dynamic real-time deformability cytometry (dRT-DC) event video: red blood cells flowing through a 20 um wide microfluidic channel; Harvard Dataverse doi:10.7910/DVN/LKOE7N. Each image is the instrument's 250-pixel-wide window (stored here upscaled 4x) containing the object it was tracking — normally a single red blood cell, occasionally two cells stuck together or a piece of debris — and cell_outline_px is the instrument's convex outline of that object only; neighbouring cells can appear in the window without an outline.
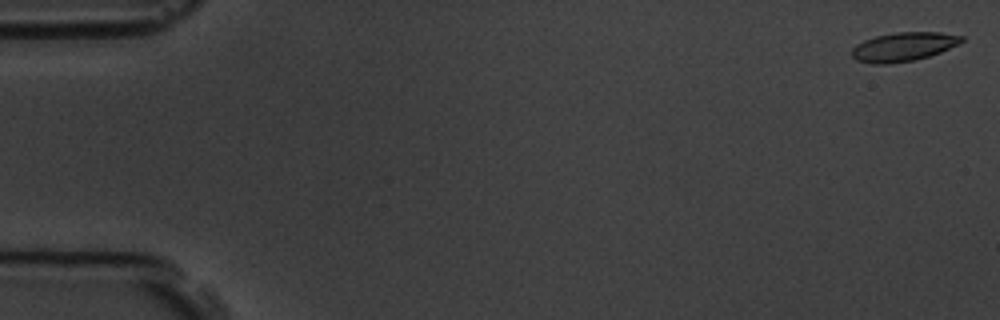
{"species": "common noctule bat (a hibernating species)", "species_latin": "Nyctalus noctula", "temperature_condition": "room temperature", "stored_images_in_passage": 6, "camera_frame_rate_fps": 3000, "um_per_image_px": 0.085, "animal": {"sex": "male", "body_mass_g": 19.5, "forearm_length_mm": 54.6}, "frame": {"image": 1, "passage_image": 1, "time_ms": 0.0, "image_size_px": [1000, 320], "cell_outline_px": [[964, 40], [940, 52], [928, 56], [912, 60], [888, 64], [872, 64], [856, 60], [852, 56], [852, 48], [856, 44], [864, 40], [876, 36], [896, 32], [940, 32], [964, 36]], "centroid_in_image_um": [76.76, 3.97], "position_along_channel_um": 8.2, "area_um2": 18.32}}
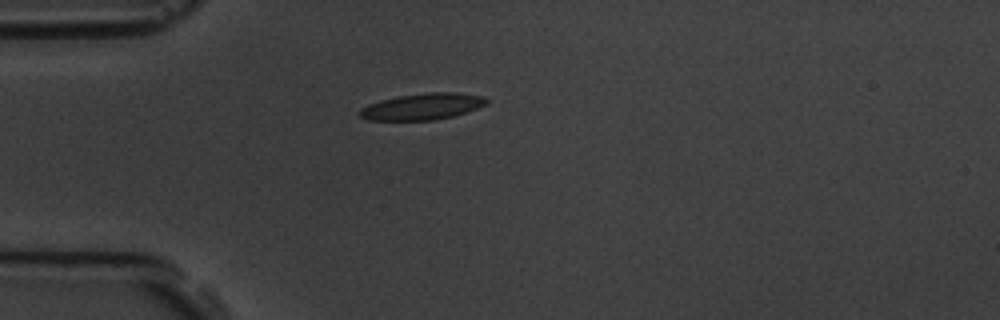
{"frame": {"image": 2, "passage_image": 5, "time_ms": 4.667, "image_size_px": [1000, 320], "cell_outline_px": [[488, 104], [452, 116], [432, 120], [368, 120], [360, 116], [356, 112], [360, 108], [368, 104], [380, 100], [396, 96], [428, 92], [460, 92], [484, 96], [488, 100]], "centroid_in_image_um": [35.87, 9.04], "position_along_channel_um": 49.1, "area_um2": 19.65}}